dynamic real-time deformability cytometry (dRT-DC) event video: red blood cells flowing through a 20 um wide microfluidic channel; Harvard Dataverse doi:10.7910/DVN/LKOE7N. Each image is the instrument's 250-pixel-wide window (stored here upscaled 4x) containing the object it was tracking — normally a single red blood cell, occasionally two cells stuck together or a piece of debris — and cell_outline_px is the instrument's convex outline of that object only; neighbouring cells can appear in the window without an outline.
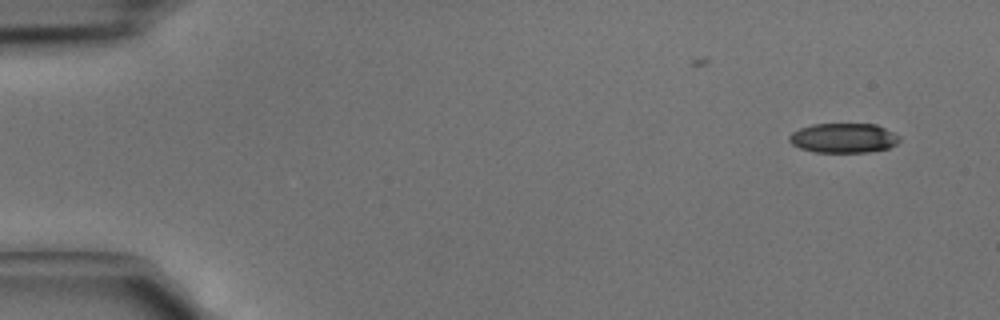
{"species": "common noctule bat (a hibernating species)", "species_latin": "Nyctalus noctula", "temperature_condition": "cold", "stored_images_in_passage": 2, "camera_frame_rate_fps": 3000, "um_per_image_px": 0.085, "animal": {"sex": "male", "body_mass_g": 15.6}, "frame": {"image": 1, "passage_image": 2, "time_ms": 0.333, "image_size_px": [1000, 320], "cell_outline_px": [[900, 140], [896, 144], [888, 148], [864, 152], [816, 152], [800, 148], [792, 144], [788, 140], [788, 136], [792, 132], [800, 128], [812, 124], [876, 124], [900, 136]], "centroid_in_image_um": [71.68, 11.73], "position_along_channel_um": 13.3, "area_um2": 18.96}}